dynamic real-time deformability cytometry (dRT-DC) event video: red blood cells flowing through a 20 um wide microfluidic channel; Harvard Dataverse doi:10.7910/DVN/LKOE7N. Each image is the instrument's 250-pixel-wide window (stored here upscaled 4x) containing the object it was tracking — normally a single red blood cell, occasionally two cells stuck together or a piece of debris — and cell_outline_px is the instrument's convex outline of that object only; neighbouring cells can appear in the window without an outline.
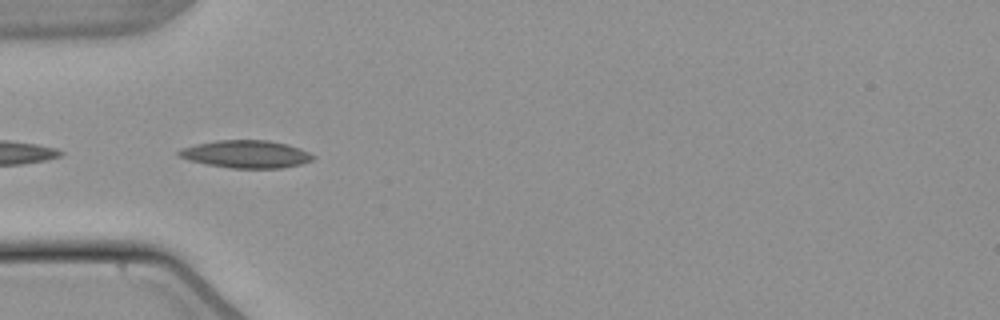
{"species": "common noctule bat (a hibernating species)", "species_latin": "Nyctalus noctula", "temperature_condition": "warm", "stored_images_in_passage": 10, "camera_frame_rate_fps": 3000, "um_per_image_px": 0.085, "animal": {"sex": "male", "body_mass_g": 21.5, "forearm_length_mm": 52.0}, "frame": {"image": 1, "passage_image": 2, "time_ms": 0.333, "image_size_px": [1000, 320], "cell_outline_px": [[316, 156], [312, 160], [300, 164], [280, 168], [232, 168], [204, 164], [188, 160], [180, 156], [176, 152], [180, 148], [196, 144], [216, 140], [268, 140], [288, 144], [308, 152]], "centroid_in_image_um": [20.89, 13.1], "position_along_channel_um": 64.1, "area_um2": 21.62}}